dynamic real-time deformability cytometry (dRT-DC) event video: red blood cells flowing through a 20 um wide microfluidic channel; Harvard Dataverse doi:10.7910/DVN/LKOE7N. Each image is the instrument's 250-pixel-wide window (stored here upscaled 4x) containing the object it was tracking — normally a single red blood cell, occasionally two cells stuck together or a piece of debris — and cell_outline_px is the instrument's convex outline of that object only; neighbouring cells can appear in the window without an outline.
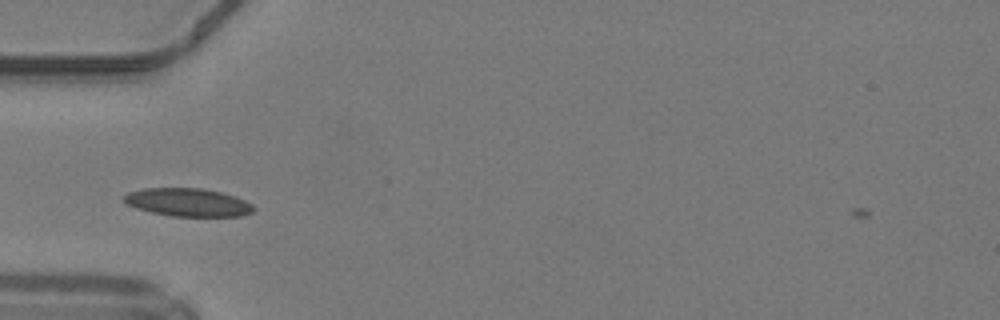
{"species": "common noctule bat (a hibernating species)", "species_latin": "Nyctalus noctula", "temperature_condition": "warm", "stored_images_in_passage": 25, "camera_frame_rate_fps": 3000, "um_per_image_px": 0.085, "animal": {"sex": "male", "body_mass_g": 19.2, "forearm_length_mm": 51.8}, "frame": {"image": 1, "passage_image": 2, "time_ms": 0.333, "image_size_px": [1000, 320], "cell_outline_px": [[256, 208], [252, 212], [244, 216], [172, 216], [152, 212], [136, 208], [124, 204], [120, 200], [128, 192], [144, 188], [200, 188], [220, 192], [236, 196], [252, 204]], "centroid_in_image_um": [15.95, 17.2], "position_along_channel_um": 69.1, "area_um2": 21.39}}
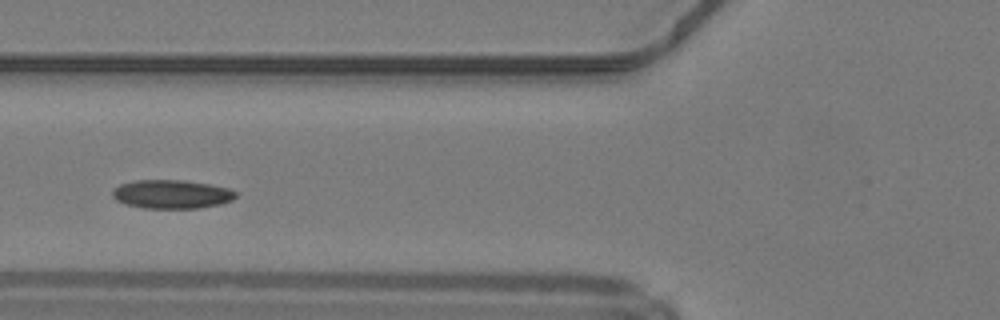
{"frame": {"image": 2, "passage_image": 5, "time_ms": 1.333, "image_size_px": [1000, 320], "cell_outline_px": [[236, 196], [232, 200], [220, 204], [200, 208], [144, 208], [128, 204], [116, 200], [112, 196], [112, 192], [120, 184], [136, 180], [184, 180], [208, 184], [228, 188], [236, 192]], "centroid_in_image_um": [14.6, 16.5], "position_along_channel_um": 111.2, "area_um2": 20.46}, "authors_computed_cell_mechanics": {"area_um2": 20.3456, "velocity_mm_per_s": 4.1713, "shape_relaxation_time_tau1_ms": 4.8513, "shape_relaxation_time_tau2_ms": 8.0825, "deformation_change_tau1": 0.1055, "deformation_change_tau2": 0.1376}}